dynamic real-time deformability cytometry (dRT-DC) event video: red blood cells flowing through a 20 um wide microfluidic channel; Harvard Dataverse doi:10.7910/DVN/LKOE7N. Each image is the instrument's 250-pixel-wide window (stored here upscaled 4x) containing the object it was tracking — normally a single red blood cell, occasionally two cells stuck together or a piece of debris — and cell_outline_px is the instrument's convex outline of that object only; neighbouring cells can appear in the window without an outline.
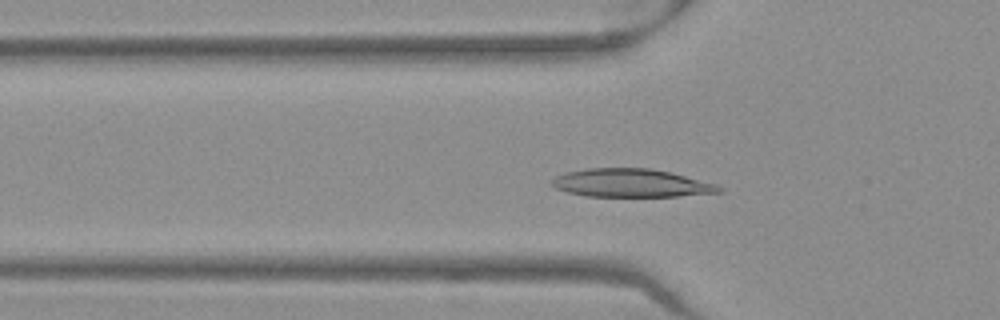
{"species": "Egyptian fruit bat (a non-hibernating species)", "species_latin": "Rousettus aegyptiacus", "temperature_condition": "warm", "stored_images_in_passage": 36, "camera_frame_rate_fps": 3000, "um_per_image_px": 0.085, "frame": {"image": 1, "passage_image": 2, "time_ms": 0.333, "image_size_px": [1000, 320], "cell_outline_px": [[724, 192], [680, 196], [584, 196], [568, 192], [556, 188], [548, 184], [556, 176], [568, 172], [584, 168], [648, 168], [672, 172], [716, 184], [724, 188]], "centroid_in_image_um": [53.67, 15.56], "position_along_channel_um": 72.1, "area_um2": 27.63}}
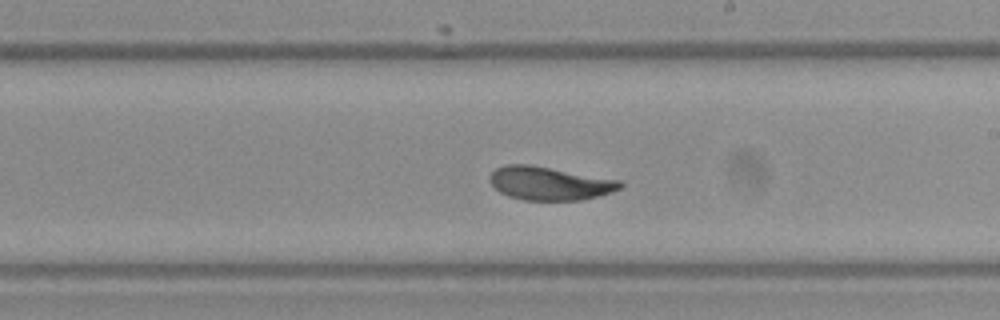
{"frame": {"image": 2, "passage_image": 15, "time_ms": 4.667, "image_size_px": [1000, 320], "cell_outline_px": [[624, 184], [620, 188], [612, 192], [580, 200], [524, 200], [508, 196], [500, 192], [488, 180], [488, 176], [496, 168], [504, 164], [532, 164], [620, 180]], "centroid_in_image_um": [46.68, 15.57], "position_along_channel_um": 242.3, "area_um2": 25.49}}
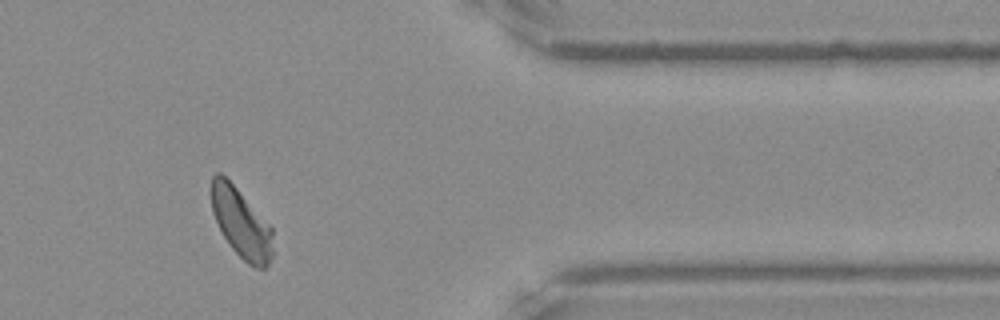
{"frame": {"image": 3, "passage_image": 28, "time_ms": 9.0, "image_size_px": [1000, 320], "cell_outline_px": [[276, 252], [268, 264], [264, 268], [256, 268], [248, 264], [228, 244], [212, 212], [212, 176], [216, 172], [220, 172], [236, 188], [272, 228]], "centroid_in_image_um": [20.55, 19.03], "position_along_channel_um": 390.9, "area_um2": 24.68}, "authors_computed_cell_mechanics": {"area_um2": 25.6343, "velocity_mm_per_s": 3.92, "shape_relaxation_time_tau1_ms": 3.0729, "shape_relaxation_time_tau2_ms": 1.0392, "deformation_change_tau1": 0.1326, "deformation_change_tau2": 0.0601}}